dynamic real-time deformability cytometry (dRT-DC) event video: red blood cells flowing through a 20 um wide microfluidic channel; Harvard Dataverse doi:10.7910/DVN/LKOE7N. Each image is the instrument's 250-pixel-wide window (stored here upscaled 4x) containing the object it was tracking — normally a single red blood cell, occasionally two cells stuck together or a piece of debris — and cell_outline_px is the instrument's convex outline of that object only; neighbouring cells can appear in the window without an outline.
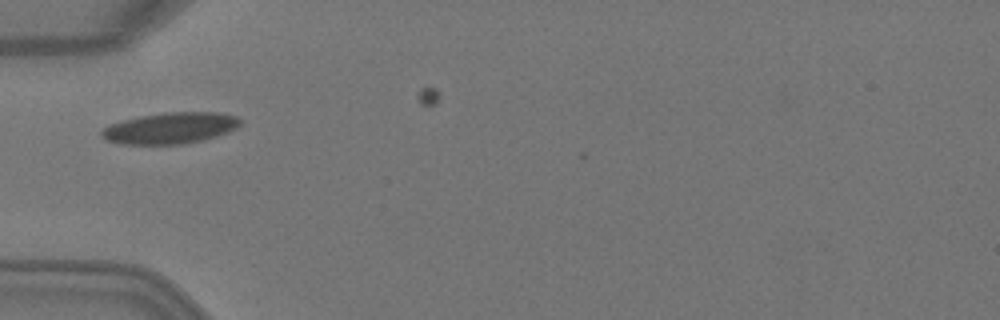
{"species": "Egyptian fruit bat (a non-hibernating species)", "species_latin": "Rousettus aegyptiacus", "temperature_condition": "warm", "stored_images_in_passage": 2, "camera_frame_rate_fps": 3000, "um_per_image_px": 0.085, "animal": {"sex": "female"}, "frame": {"image": 1, "passage_image": 1, "time_ms": 0.0, "image_size_px": [1000, 320], "cell_outline_px": [[240, 124], [236, 128], [228, 132], [200, 140], [184, 144], [120, 144], [108, 140], [100, 136], [100, 132], [108, 124], [140, 116], [168, 112], [220, 112], [240, 116]], "centroid_in_image_um": [14.48, 10.88], "position_along_channel_um": 70.5, "area_um2": 25.2}}